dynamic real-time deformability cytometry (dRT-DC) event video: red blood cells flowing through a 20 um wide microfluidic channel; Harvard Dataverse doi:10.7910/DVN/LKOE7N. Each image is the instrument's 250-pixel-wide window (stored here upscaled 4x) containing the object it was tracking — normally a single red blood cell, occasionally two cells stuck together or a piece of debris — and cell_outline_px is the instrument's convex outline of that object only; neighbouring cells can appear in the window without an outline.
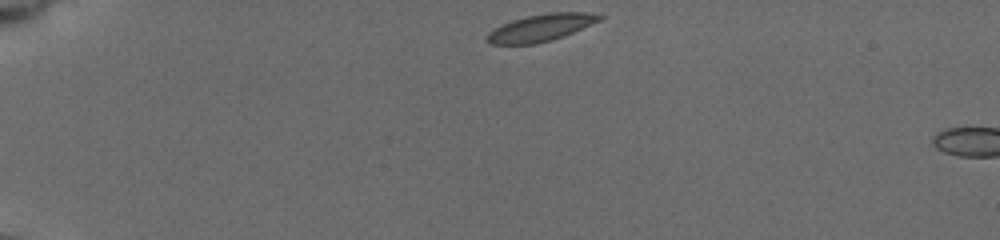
{"species": "common noctule bat (a hibernating species)", "species_latin": "Nyctalus noctula", "temperature_condition": "cold", "stored_images_in_passage": 3, "camera_frame_rate_fps": 3000, "um_per_image_px": 0.085, "animal": {"sex": "female", "body_mass_g": 19.5, "forearm_length_mm": 54.1}, "frame": {"image": 1, "passage_image": 1, "time_ms": 0.0, "image_size_px": [1000, 240], "cell_outline_px": [[604, 16], [600, 20], [564, 36], [552, 40], [536, 44], [488, 44], [484, 40], [488, 32], [512, 20], [528, 16], [548, 12], [584, 12]], "centroid_in_image_um": [45.93, 2.37], "position_along_channel_um": 39.1, "area_um2": 17.63}}